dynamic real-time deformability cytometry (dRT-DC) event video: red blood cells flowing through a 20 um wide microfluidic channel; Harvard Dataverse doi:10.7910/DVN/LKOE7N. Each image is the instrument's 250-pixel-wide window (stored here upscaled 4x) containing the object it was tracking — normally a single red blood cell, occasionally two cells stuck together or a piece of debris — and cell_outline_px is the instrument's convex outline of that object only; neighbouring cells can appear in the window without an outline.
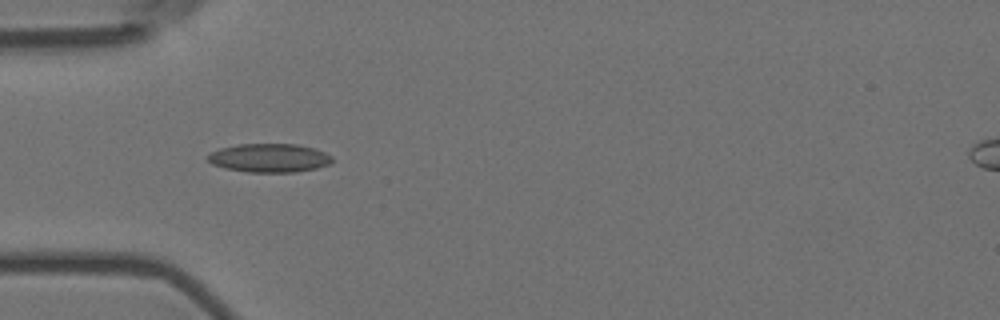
{"species": "Egyptian fruit bat (a non-hibernating species)", "species_latin": "Rousettus aegyptiacus", "temperature_condition": "room temperature", "stored_images_in_passage": 4, "camera_frame_rate_fps": 3000, "um_per_image_px": 0.085, "animal": {"sex": "female"}, "frame": {"image": 1, "passage_image": 3, "time_ms": 0.667, "image_size_px": [1000, 320], "cell_outline_px": [[332, 160], [328, 164], [316, 168], [296, 172], [248, 172], [224, 168], [212, 164], [204, 156], [220, 148], [236, 144], [296, 144], [316, 148], [332, 156]], "centroid_in_image_um": [22.86, 13.42], "position_along_channel_um": 62.1, "area_um2": 20.87}}
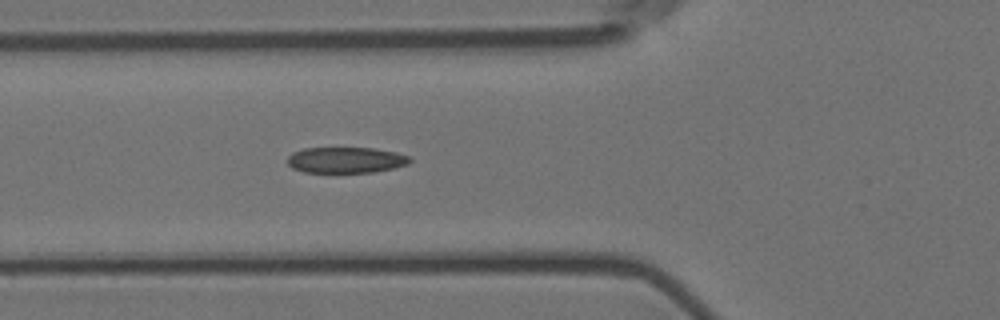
{"frame": {"image": 2, "passage_image": 4, "time_ms": 1.0, "image_size_px": [1000, 320], "cell_outline_px": [[412, 160], [408, 164], [392, 168], [372, 172], [304, 172], [292, 168], [288, 164], [288, 156], [292, 152], [304, 148], [372, 148], [396, 152], [408, 156]], "centroid_in_image_um": [29.37, 13.6], "position_along_channel_um": 96.4, "area_um2": 18.38}}